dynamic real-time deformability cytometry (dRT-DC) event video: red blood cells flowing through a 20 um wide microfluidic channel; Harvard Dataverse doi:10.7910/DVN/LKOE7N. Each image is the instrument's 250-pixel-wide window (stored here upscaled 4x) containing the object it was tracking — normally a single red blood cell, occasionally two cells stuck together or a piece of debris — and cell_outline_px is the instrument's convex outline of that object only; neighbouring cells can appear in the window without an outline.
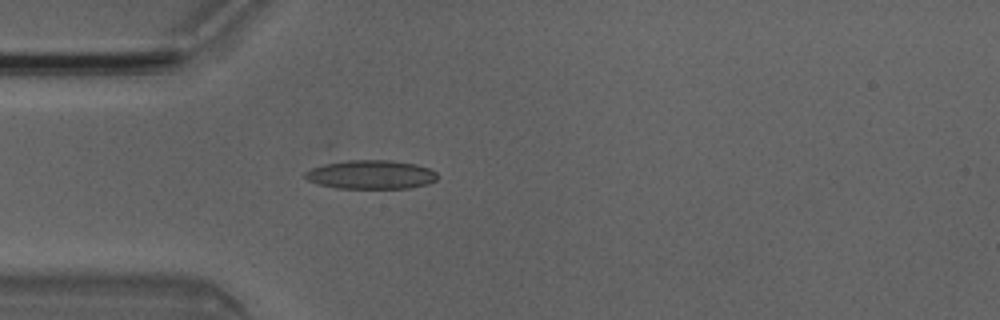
{"species": "Egyptian fruit bat (a non-hibernating species)", "species_latin": "Rousettus aegyptiacus", "temperature_condition": "room temperature", "stored_images_in_passage": 4, "camera_frame_rate_fps": 3000, "um_per_image_px": 0.085, "animal": {"sex": "male"}, "frame": {"image": 1, "passage_image": 4, "time_ms": 1.0, "image_size_px": [1000, 320], "cell_outline_px": [[436, 180], [428, 184], [408, 188], [336, 188], [316, 184], [308, 180], [304, 176], [304, 172], [312, 168], [332, 160], [392, 160], [416, 164], [428, 168], [436, 172]], "centroid_in_image_um": [31.47, 14.83], "position_along_channel_um": 53.5, "area_um2": 22.54}}